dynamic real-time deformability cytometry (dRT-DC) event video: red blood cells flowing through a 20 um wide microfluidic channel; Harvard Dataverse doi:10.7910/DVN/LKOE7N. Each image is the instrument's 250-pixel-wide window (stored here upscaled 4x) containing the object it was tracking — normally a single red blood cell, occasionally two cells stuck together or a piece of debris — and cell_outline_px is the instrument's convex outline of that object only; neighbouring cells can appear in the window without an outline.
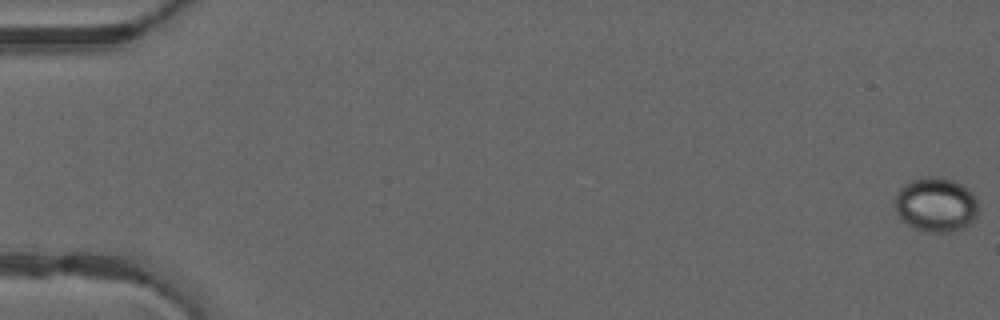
{"species": "common noctule bat (a hibernating species)", "species_latin": "Nyctalus noctula", "temperature_condition": "warm", "stored_images_in_passage": 52, "camera_frame_rate_fps": 3000, "um_per_image_px": 0.085, "animal": {"sex": "male", "forearm_length_mm": 52.5}, "frame": {"image": 1, "passage_image": 1, "time_ms": 0.0, "image_size_px": [1000, 320], "cell_outline_px": [[976, 220], [952, 232], [928, 232], [916, 228], [908, 224], [896, 212], [892, 200], [896, 192], [908, 180], [920, 176], [940, 176], [952, 180], [960, 184], [976, 200]], "centroid_in_image_um": [79.47, 17.37], "position_along_channel_um": 5.5, "area_um2": 26.47}}
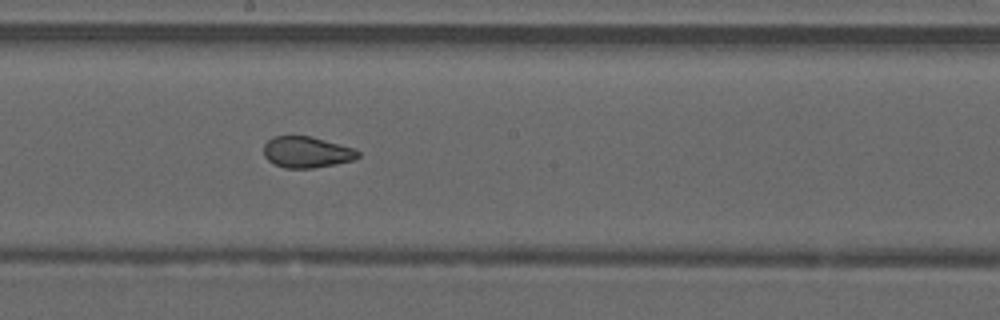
{"frame": {"image": 2, "passage_image": 29, "time_ms": 9.333, "image_size_px": [1000, 320], "cell_outline_px": [[360, 156], [352, 160], [336, 164], [312, 168], [284, 168], [268, 160], [264, 156], [264, 144], [272, 136], [312, 136], [352, 148], [360, 152]], "centroid_in_image_um": [26.05, 12.93], "position_along_channel_um": 222.1, "area_um2": 17.05}}
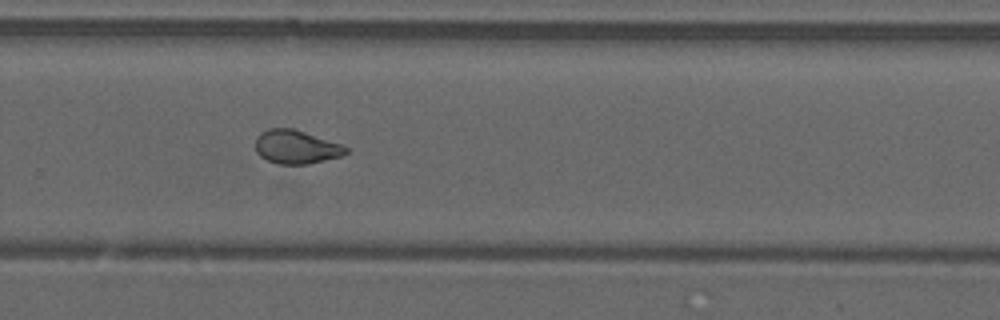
{"frame": {"image": 3, "passage_image": 35, "time_ms": 11.333, "image_size_px": [1000, 320], "cell_outline_px": [[348, 152], [344, 156], [308, 164], [276, 164], [260, 156], [256, 152], [256, 136], [260, 132], [268, 128], [292, 128], [340, 144], [348, 148]], "centroid_in_image_um": [25.16, 12.5], "position_along_channel_um": 304.6, "area_um2": 17.74}}